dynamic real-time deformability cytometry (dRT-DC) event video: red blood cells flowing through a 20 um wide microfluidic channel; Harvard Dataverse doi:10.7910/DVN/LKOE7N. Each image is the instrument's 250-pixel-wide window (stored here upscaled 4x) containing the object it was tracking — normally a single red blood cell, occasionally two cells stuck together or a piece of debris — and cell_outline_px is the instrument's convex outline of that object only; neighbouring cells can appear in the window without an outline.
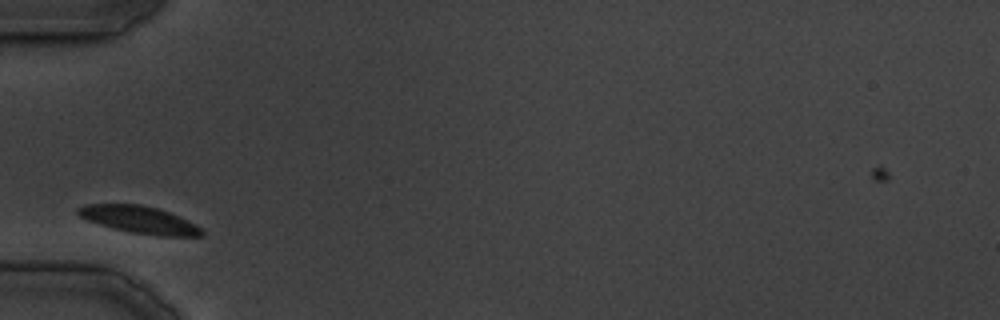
{"species": "common noctule bat (a hibernating species)", "species_latin": "Nyctalus noctula", "temperature_condition": "cold", "stored_images_in_passage": 12, "camera_frame_rate_fps": 3000, "um_per_image_px": 0.085, "animal": {"sex": "male", "body_mass_g": 19.5, "forearm_length_mm": 54.6}, "frame": {"image": 1, "passage_image": 1, "time_ms": 0.0, "image_size_px": [1000, 320], "cell_outline_px": [[204, 236], [160, 236], [132, 232], [100, 224], [88, 220], [80, 216], [76, 212], [76, 208], [84, 204], [140, 204], [156, 208], [168, 212], [188, 220], [196, 224], [204, 232]], "centroid_in_image_um": [11.86, 18.67], "position_along_channel_um": 73.1, "area_um2": 19.42}}
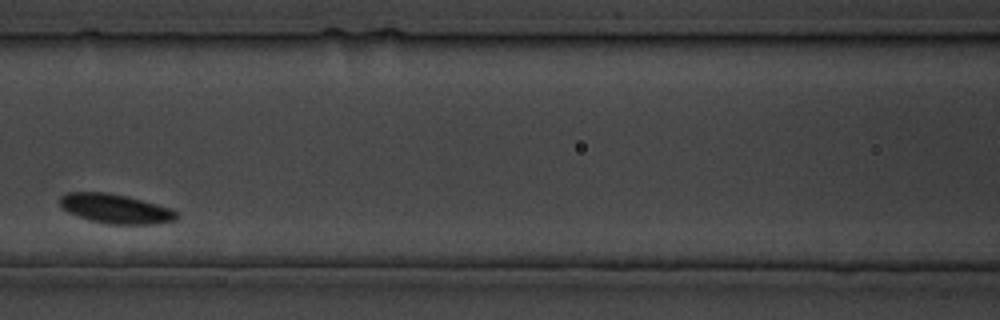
{"frame": {"image": 2, "passage_image": 6, "time_ms": 6.667, "image_size_px": [1000, 320], "cell_outline_px": [[176, 220], [152, 224], [108, 224], [92, 220], [68, 212], [60, 204], [60, 196], [68, 192], [108, 192], [128, 196], [172, 208], [176, 212]], "centroid_in_image_um": [9.83, 17.73], "position_along_channel_um": 156.8, "area_um2": 19.83}}